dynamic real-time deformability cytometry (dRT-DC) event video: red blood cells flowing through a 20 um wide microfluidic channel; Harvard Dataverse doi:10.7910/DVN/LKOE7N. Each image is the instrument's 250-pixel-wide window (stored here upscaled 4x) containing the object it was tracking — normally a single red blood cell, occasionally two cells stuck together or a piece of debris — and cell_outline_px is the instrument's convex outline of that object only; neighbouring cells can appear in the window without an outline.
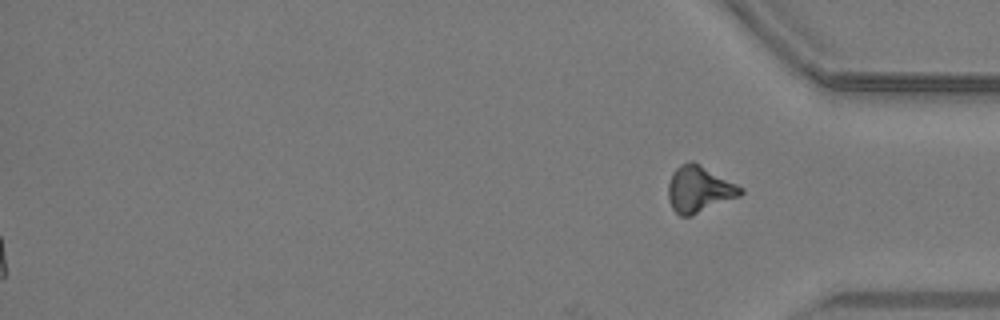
{"species": "common noctule bat (a hibernating species)", "species_latin": "Nyctalus noctula", "temperature_condition": "warm", "stored_images_in_passage": 39, "segment_of_instrument_passage": [2, 2], "camera_frame_rate_fps": 3000, "um_per_image_px": 0.085, "animal": {"sex": "male", "body_mass_g": 19.2, "forearm_length_mm": 51.8}, "frame": {"image": 1, "passage_image": 39, "time_ms": 12.667, "image_size_px": [1000, 320], "cell_outline_px": [[744, 192], [740, 196], [692, 216], [680, 216], [672, 208], [668, 200], [668, 184], [672, 172], [680, 164], [688, 160], [692, 160], [700, 164], [744, 188]], "centroid_in_image_um": [59.42, 16.08], "position_along_channel_um": 375.8, "area_um2": 19.77}}